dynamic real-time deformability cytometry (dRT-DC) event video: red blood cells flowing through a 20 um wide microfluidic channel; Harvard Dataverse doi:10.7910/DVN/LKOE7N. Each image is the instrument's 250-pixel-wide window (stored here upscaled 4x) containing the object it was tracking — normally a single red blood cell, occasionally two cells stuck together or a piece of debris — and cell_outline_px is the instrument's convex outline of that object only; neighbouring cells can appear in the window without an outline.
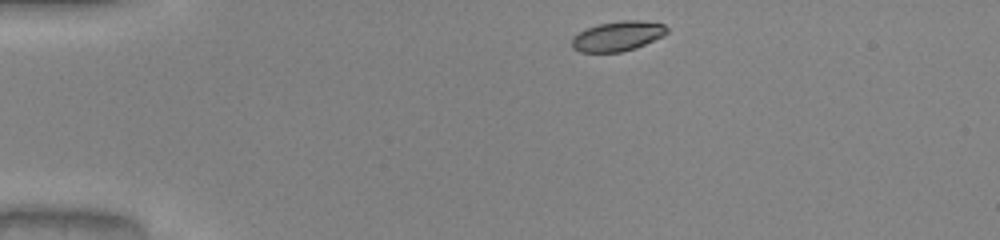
{"species": "common noctule bat (a hibernating species)", "species_latin": "Nyctalus noctula", "temperature_condition": "warm", "stored_images_in_passage": 42, "camera_frame_rate_fps": 3000, "um_per_image_px": 0.085, "animal": {"sex": "male", "body_mass_g": 20.0, "forearm_length_mm": 53.3}, "frame": {"image": 1, "passage_image": 1, "time_ms": 0.0, "image_size_px": [1000, 240], "cell_outline_px": [[668, 32], [664, 36], [636, 48], [620, 52], [580, 52], [572, 48], [572, 36], [588, 28], [600, 24], [624, 20], [636, 20], [664, 24], [668, 28]], "centroid_in_image_um": [52.52, 3.08], "position_along_channel_um": 32.5, "area_um2": 16.47}}
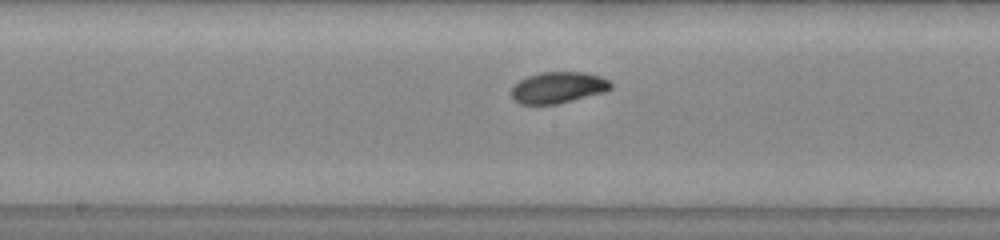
{"frame": {"image": 2, "passage_image": 18, "time_ms": 5.667, "image_size_px": [1000, 240], "cell_outline_px": [[612, 88], [604, 92], [556, 104], [520, 104], [512, 100], [512, 88], [520, 80], [528, 76], [540, 72], [584, 72], [600, 76], [608, 80], [612, 84]], "centroid_in_image_um": [47.43, 7.44], "position_along_channel_um": 200.8, "area_um2": 18.03}}
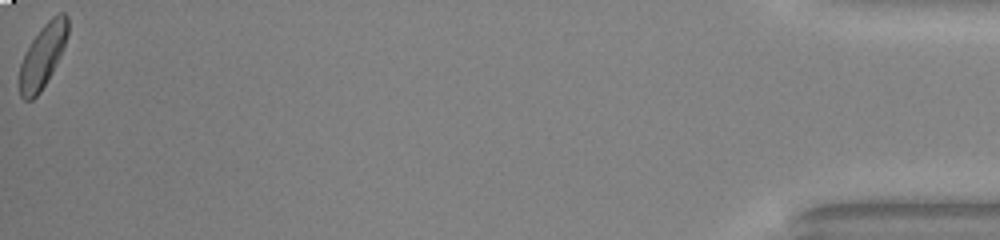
{"frame": {"image": 3, "passage_image": 42, "time_ms": 13.667, "image_size_px": [1000, 240], "cell_outline_px": [[68, 32], [64, 48], [52, 72], [40, 92], [32, 100], [24, 100], [20, 96], [20, 64], [32, 40], [40, 28], [56, 12], [64, 12], [68, 16]], "centroid_in_image_um": [3.65, 4.72], "position_along_channel_um": 431.5, "area_um2": 17.74}, "authors_computed_cell_mechanics": {"area_um2": 17.5712, "velocity_mm_per_s": 4.0606, "shape_relaxation_time_tau1_ms": 2.3893, "shape_relaxation_time_tau2_ms": 2.0181, "deformation_change_tau1": 0.0952, "deformation_change_tau2": 0.0631}}